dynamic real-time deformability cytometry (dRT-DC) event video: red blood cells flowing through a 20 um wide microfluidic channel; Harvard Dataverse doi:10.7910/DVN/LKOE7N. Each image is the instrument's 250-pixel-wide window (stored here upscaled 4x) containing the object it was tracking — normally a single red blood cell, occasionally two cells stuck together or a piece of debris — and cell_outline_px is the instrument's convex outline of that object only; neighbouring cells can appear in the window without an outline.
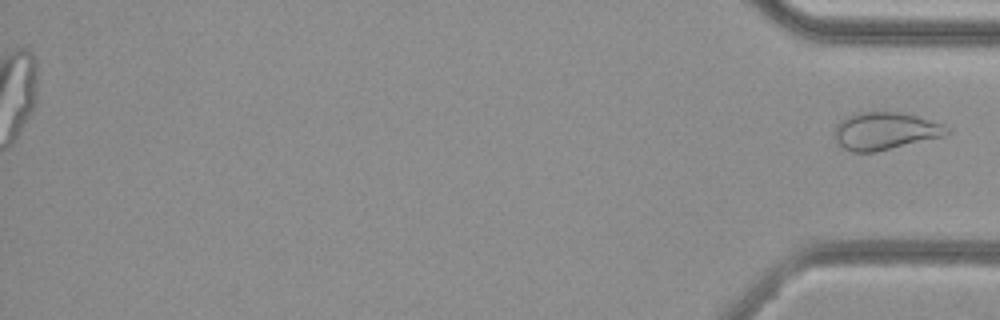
{"species": "common noctule bat (a hibernating species)", "species_latin": "Nyctalus noctula", "temperature_condition": "cold", "stored_images_in_passage": 39, "segment_of_instrument_passage": [2, 2], "camera_frame_rate_fps": 3000, "um_per_image_px": 0.085, "animal": {"sex": "female", "body_mass_g": 29.2, "forearm_length_mm": 56.3}, "frame": {"image": 1, "passage_image": 39, "time_ms": 12.667, "image_size_px": [1000, 320], "cell_outline_px": [[952, 132], [944, 136], [876, 152], [852, 152], [836, 144], [832, 132], [836, 124], [840, 120], [856, 112], [904, 112], [944, 124]], "centroid_in_image_um": [75.2, 11.13], "position_along_channel_um": 360.0, "area_um2": 24.97}}